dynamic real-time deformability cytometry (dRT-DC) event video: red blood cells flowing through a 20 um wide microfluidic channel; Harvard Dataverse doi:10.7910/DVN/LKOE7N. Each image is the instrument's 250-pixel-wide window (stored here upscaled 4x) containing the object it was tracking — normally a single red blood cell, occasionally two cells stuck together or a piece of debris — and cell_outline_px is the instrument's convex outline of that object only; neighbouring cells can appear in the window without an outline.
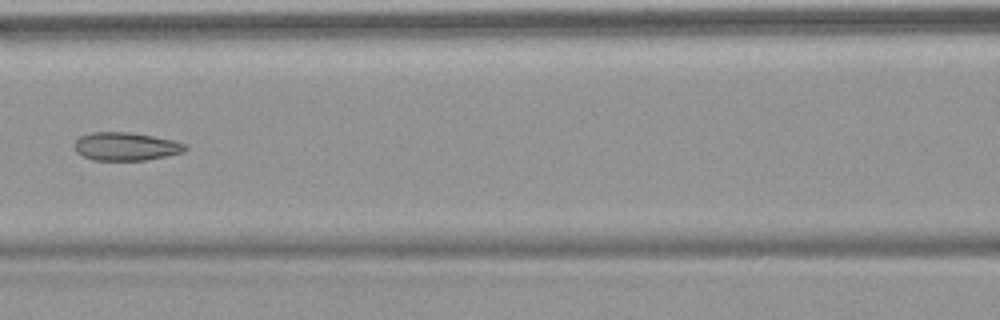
{"species": "common noctule bat (a hibernating species)", "species_latin": "Nyctalus noctula", "temperature_condition": "warm", "stored_images_in_passage": 6, "camera_frame_rate_fps": 3000, "um_per_image_px": 0.085, "animal": {"sex": "female", "body_mass_g": 18.4}, "frame": {"image": 1, "passage_image": 6, "time_ms": 7.0, "image_size_px": [1000, 320], "cell_outline_px": [[188, 148], [184, 152], [168, 156], [144, 160], [92, 160], [76, 152], [76, 140], [80, 136], [88, 132], [132, 132], [172, 140], [184, 144]], "centroid_in_image_um": [10.7, 12.44], "position_along_channel_um": 155.9, "area_um2": 18.15}}